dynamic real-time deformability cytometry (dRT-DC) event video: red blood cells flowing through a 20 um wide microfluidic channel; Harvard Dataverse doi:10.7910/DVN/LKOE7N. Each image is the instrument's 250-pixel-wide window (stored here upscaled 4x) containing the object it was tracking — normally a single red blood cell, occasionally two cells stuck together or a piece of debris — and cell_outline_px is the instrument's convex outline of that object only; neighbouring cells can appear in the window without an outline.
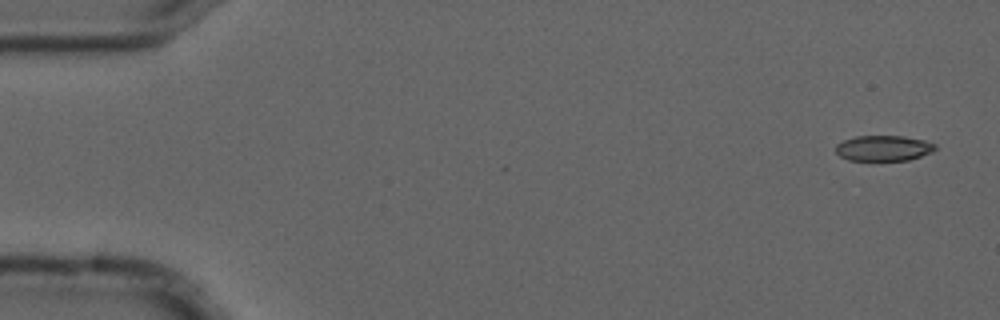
{"species": "common noctule bat (a hibernating species)", "species_latin": "Nyctalus noctula", "temperature_condition": "cold", "stored_images_in_passage": 6, "camera_frame_rate_fps": 3000, "um_per_image_px": 0.085, "animal": {"sex": "male", "forearm_length_mm": 52.5}, "frame": {"image": 1, "passage_image": 1, "time_ms": 0.0, "image_size_px": [1000, 320], "cell_outline_px": [[936, 148], [932, 152], [908, 160], [848, 160], [840, 156], [836, 152], [836, 144], [844, 140], [856, 136], [904, 136], [924, 140], [936, 144]], "centroid_in_image_um": [75.1, 12.59], "position_along_channel_um": 9.9, "area_um2": 14.74}}
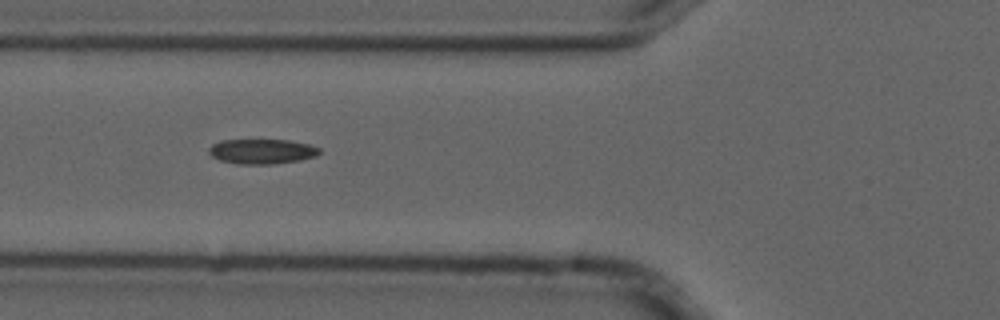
{"frame": {"image": 2, "passage_image": 5, "time_ms": 1.333, "image_size_px": [1000, 320], "cell_outline_px": [[320, 152], [316, 156], [300, 160], [272, 164], [236, 164], [220, 160], [212, 156], [208, 152], [208, 148], [212, 144], [220, 140], [288, 140], [308, 144], [320, 148]], "centroid_in_image_um": [22.24, 12.87], "position_along_channel_um": 103.6, "area_um2": 16.07}}
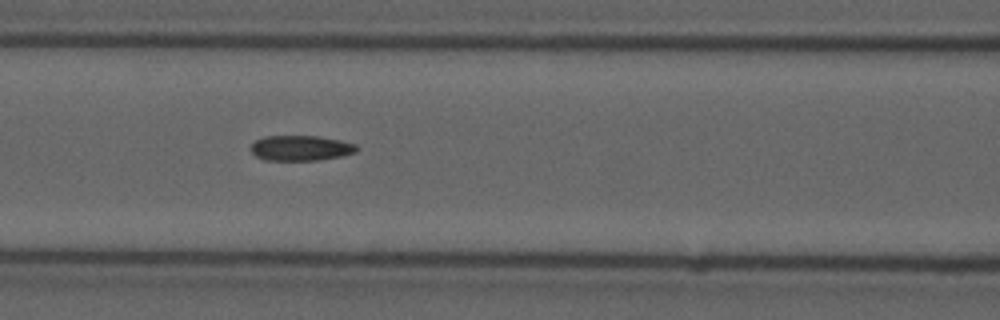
{"frame": {"image": 3, "passage_image": 6, "time_ms": 1.667, "image_size_px": [1000, 320], "cell_outline_px": [[360, 148], [356, 152], [340, 156], [320, 160], [264, 160], [256, 156], [252, 152], [252, 144], [256, 140], [264, 136], [316, 136], [340, 140], [356, 144]], "centroid_in_image_um": [25.59, 12.58], "position_along_channel_um": 141.0, "area_um2": 15.55}}